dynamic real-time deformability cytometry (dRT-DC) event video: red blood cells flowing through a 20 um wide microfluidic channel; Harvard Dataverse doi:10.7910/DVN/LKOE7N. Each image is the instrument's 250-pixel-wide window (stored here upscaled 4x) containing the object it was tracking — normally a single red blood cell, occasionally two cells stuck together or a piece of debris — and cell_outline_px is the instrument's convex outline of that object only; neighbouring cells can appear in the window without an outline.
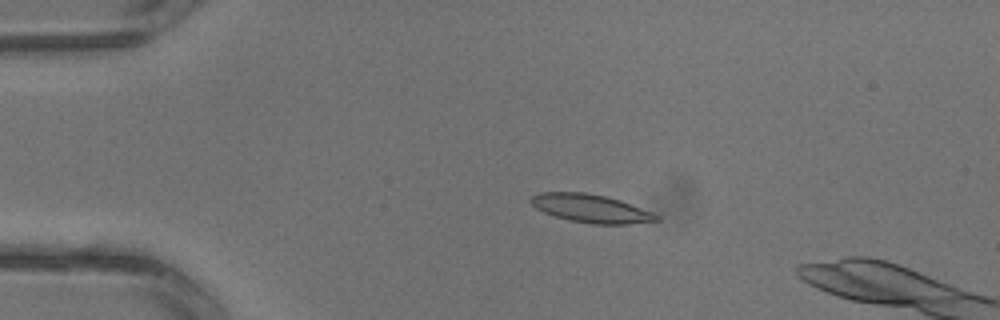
{"species": "common noctule bat (a hibernating species)", "species_latin": "Nyctalus noctula", "temperature_condition": "warm", "stored_images_in_passage": 4, "camera_frame_rate_fps": 3000, "um_per_image_px": 0.085, "animal": {"sex": "male", "body_mass_g": 13.3}, "frame": {"image": 1, "passage_image": 2, "time_ms": 0.333, "image_size_px": [1000, 320], "cell_outline_px": [[660, 220], [628, 224], [592, 224], [568, 220], [544, 212], [536, 208], [528, 200], [532, 196], [540, 192], [584, 192], [604, 196], [620, 200], [652, 212], [660, 216]], "centroid_in_image_um": [50.22, 17.72], "position_along_channel_um": 34.8, "area_um2": 20.58}}